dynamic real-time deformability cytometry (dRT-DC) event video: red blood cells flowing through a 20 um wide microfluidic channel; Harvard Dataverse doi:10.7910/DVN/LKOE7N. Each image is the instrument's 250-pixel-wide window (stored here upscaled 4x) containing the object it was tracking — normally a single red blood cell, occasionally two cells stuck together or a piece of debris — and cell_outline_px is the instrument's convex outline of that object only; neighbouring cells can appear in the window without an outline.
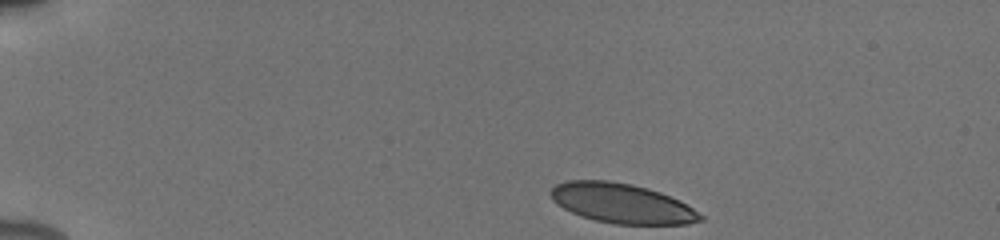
{"species": "human", "species_latin": "Homo sapiens", "temperature_condition": "cold", "stored_images_in_passage": 44, "camera_frame_rate_fps": 3000, "um_per_image_px": 0.085, "donor": {"sex": "male"}, "frame": {"image": 1, "passage_image": 1, "time_ms": 0.0, "image_size_px": [1000, 240], "cell_outline_px": [[704, 220], [688, 224], [612, 224], [580, 216], [556, 204], [552, 200], [548, 192], [556, 184], [568, 180], [608, 180], [632, 184], [648, 188], [660, 192], [680, 200], [704, 216]], "centroid_in_image_um": [52.84, 17.28], "position_along_channel_um": 32.2, "area_um2": 34.85}}
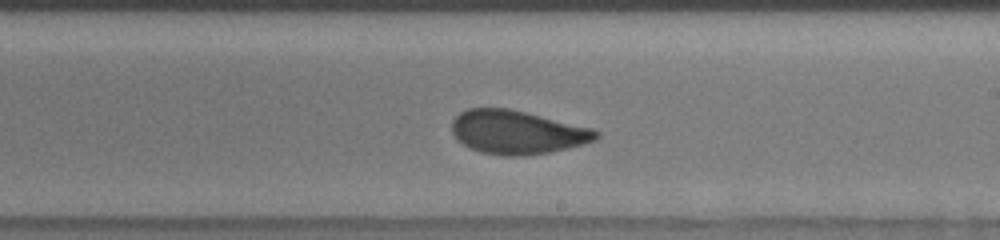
{"frame": {"image": 2, "passage_image": 24, "time_ms": 7.667, "image_size_px": [1000, 240], "cell_outline_px": [[600, 136], [596, 140], [584, 144], [568, 148], [548, 152], [524, 156], [504, 156], [480, 152], [464, 144], [452, 132], [452, 120], [460, 112], [468, 108], [508, 108], [592, 128], [600, 132]], "centroid_in_image_um": [43.97, 11.24], "position_along_channel_um": 245.0, "area_um2": 36.47}}
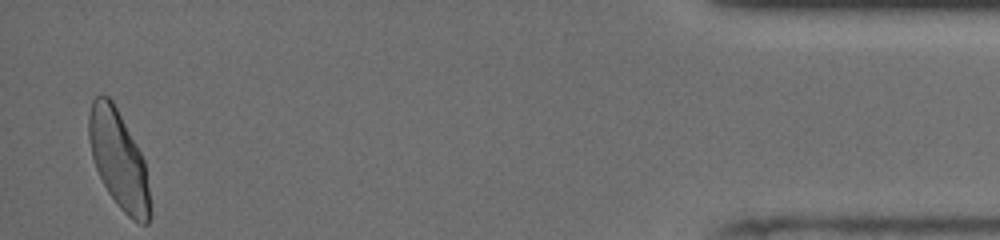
{"frame": {"image": 3, "passage_image": 43, "time_ms": 14.0, "image_size_px": [1000, 240], "cell_outline_px": [[152, 212], [148, 224], [140, 224], [132, 220], [120, 208], [108, 192], [96, 168], [92, 156], [88, 140], [88, 116], [92, 100], [96, 96], [108, 96], [112, 100], [136, 144], [144, 160]], "centroid_in_image_um": [10.08, 13.6], "position_along_channel_um": 425.1, "area_um2": 34.74}, "authors_computed_cell_mechanics": {"area_um2": 36.4429, "velocity_mm_per_s": 3.8931, "shape_relaxation_time_tau1_ms": 4.3644, "shape_relaxation_time_tau2_ms": 0.7341, "deformation_change_tau1": 0.1496, "deformation_change_tau2": 0.0545}}